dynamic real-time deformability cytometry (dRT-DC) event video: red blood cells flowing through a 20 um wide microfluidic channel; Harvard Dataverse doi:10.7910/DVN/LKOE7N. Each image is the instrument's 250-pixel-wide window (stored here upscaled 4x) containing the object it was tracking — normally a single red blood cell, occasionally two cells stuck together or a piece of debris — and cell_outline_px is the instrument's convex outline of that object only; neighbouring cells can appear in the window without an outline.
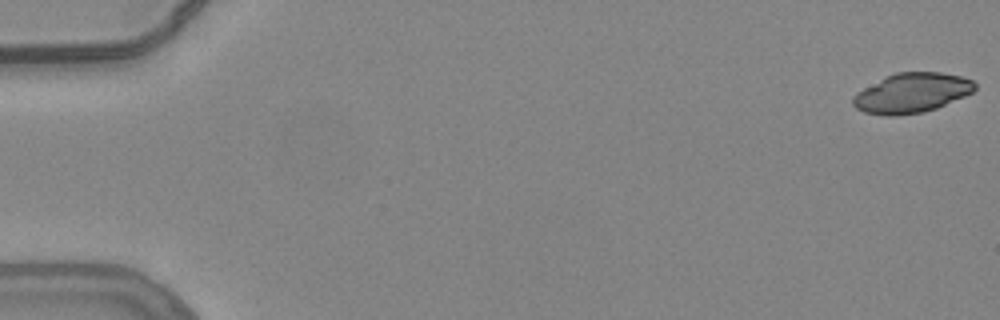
{"species": "common noctule bat (a hibernating species)", "species_latin": "Nyctalus noctula", "temperature_condition": "warm", "stored_images_in_passage": 41, "camera_frame_rate_fps": 3000, "um_per_image_px": 0.085, "animal": {"sex": "female", "body_mass_g": 24.6, "forearm_length_mm": 56.2}, "frame": {"image": 1, "passage_image": 1, "time_ms": 0.0, "image_size_px": [1000, 320], "cell_outline_px": [[976, 88], [972, 92], [964, 96], [936, 108], [924, 112], [896, 116], [888, 116], [864, 112], [856, 108], [852, 104], [852, 96], [856, 92], [896, 72], [940, 72], [960, 76], [972, 80], [976, 84]], "centroid_in_image_um": [77.48, 7.91], "position_along_channel_um": 7.5, "area_um2": 28.03}}
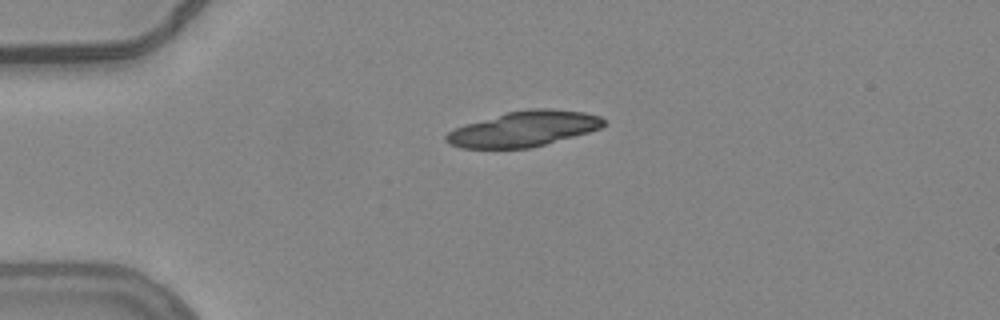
{"frame": {"image": 2, "passage_image": 14, "time_ms": 4.333, "image_size_px": [1000, 320], "cell_outline_px": [[608, 120], [600, 128], [588, 132], [532, 148], [460, 148], [448, 144], [444, 140], [444, 136], [448, 132], [464, 124], [508, 112], [528, 108], [548, 108], [584, 112], [600, 116]], "centroid_in_image_um": [44.51, 10.95], "position_along_channel_um": 40.5, "area_um2": 32.54}}